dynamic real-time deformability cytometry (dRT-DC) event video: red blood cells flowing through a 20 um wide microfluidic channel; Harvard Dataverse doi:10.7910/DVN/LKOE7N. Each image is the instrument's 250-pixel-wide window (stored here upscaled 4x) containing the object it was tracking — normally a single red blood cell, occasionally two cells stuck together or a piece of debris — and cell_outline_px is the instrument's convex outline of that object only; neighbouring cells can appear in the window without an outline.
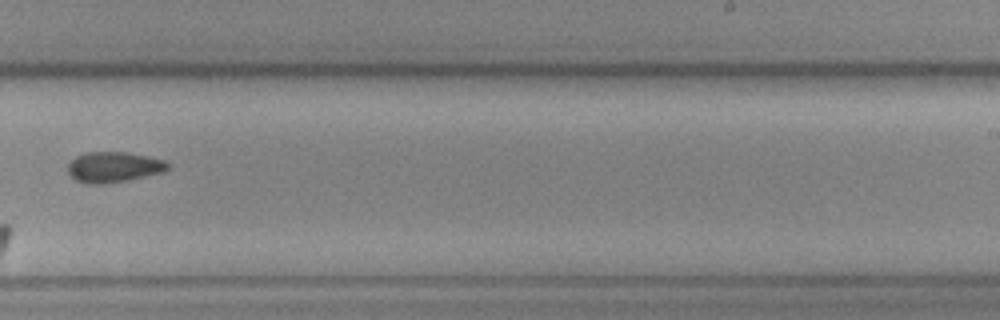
{"species": "common noctule bat (a hibernating species)", "species_latin": "Nyctalus noctula", "temperature_condition": "cold", "stored_images_in_passage": 11, "camera_frame_rate_fps": 3000, "um_per_image_px": 0.085, "animal": {"sex": "female", "body_mass_g": 19.3, "forearm_length_mm": 54.1}, "frame": {"image": 1, "passage_image": 11, "time_ms": 12.667, "image_size_px": [1000, 320], "cell_outline_px": [[168, 168], [160, 172], [124, 180], [100, 184], [88, 184], [76, 180], [68, 172], [68, 164], [76, 156], [88, 152], [124, 152], [148, 156], [164, 160], [168, 164]], "centroid_in_image_um": [9.61, 14.18], "position_along_channel_um": 279.4, "area_um2": 17.28}}